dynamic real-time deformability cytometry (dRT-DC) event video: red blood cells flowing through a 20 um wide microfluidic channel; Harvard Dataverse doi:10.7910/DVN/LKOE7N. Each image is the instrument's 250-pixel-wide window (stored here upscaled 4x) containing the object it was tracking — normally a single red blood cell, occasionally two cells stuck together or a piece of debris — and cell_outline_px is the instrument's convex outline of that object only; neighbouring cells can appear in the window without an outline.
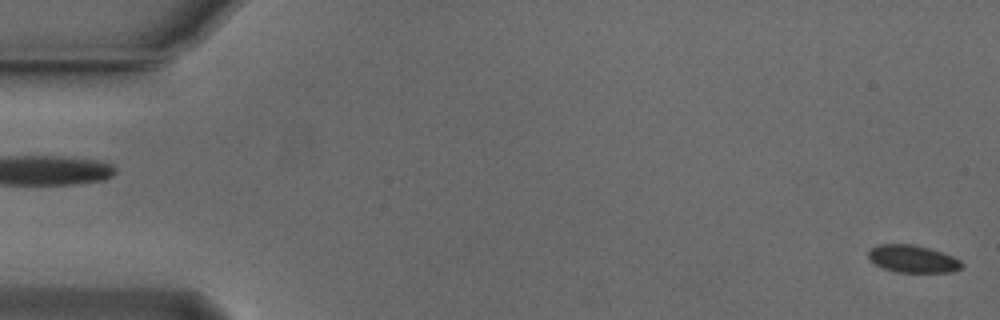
{"species": "Egyptian fruit bat (a non-hibernating species)", "species_latin": "Rousettus aegyptiacus", "temperature_condition": "cold", "stored_images_in_passage": 17, "camera_frame_rate_fps": 3000, "um_per_image_px": 0.085, "animal": {"sex": "male"}, "frame": {"image": 1, "passage_image": 1, "time_ms": 0.0, "image_size_px": [1000, 320], "cell_outline_px": [[964, 264], [960, 268], [952, 272], [896, 272], [884, 268], [868, 260], [868, 252], [872, 248], [880, 244], [912, 244], [928, 248], [952, 256], [960, 260]], "centroid_in_image_um": [77.57, 22.01], "position_along_channel_um": 7.4, "area_um2": 14.8}}
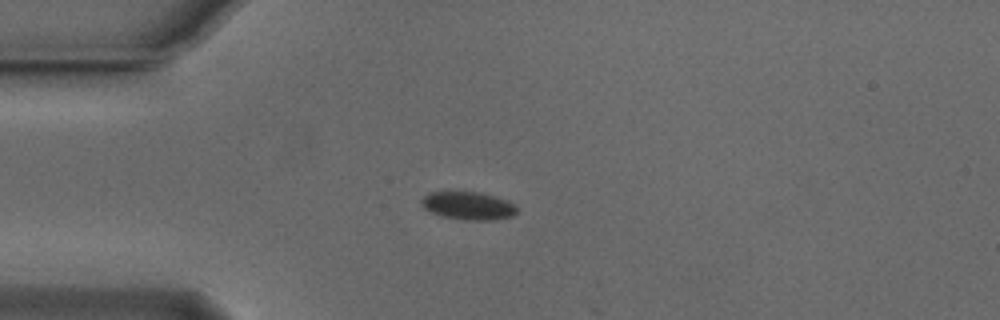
{"frame": {"image": 2, "passage_image": 14, "time_ms": 4.333, "image_size_px": [1000, 320], "cell_outline_px": [[520, 208], [512, 216], [496, 220], [464, 220], [440, 216], [424, 208], [420, 204], [420, 200], [424, 196], [432, 192], [480, 192], [496, 196], [508, 200]], "centroid_in_image_um": [39.83, 17.49], "position_along_channel_um": 45.2, "area_um2": 15.78}}